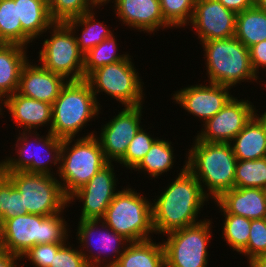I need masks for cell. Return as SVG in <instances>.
<instances>
[{"instance_id":"6da1fadb","label":"cell","mask_w":266,"mask_h":267,"mask_svg":"<svg viewBox=\"0 0 266 267\" xmlns=\"http://www.w3.org/2000/svg\"><path fill=\"white\" fill-rule=\"evenodd\" d=\"M174 181L161 190L152 202V224L154 234L166 235L168 232L197 224L198 216L205 202L210 199L196 177L182 166ZM199 214V215H198Z\"/></svg>"},{"instance_id":"7a4b0ae2","label":"cell","mask_w":266,"mask_h":267,"mask_svg":"<svg viewBox=\"0 0 266 267\" xmlns=\"http://www.w3.org/2000/svg\"><path fill=\"white\" fill-rule=\"evenodd\" d=\"M191 146L185 156L186 168L210 199L215 201L223 192L234 188L237 158L230 143L205 142L195 137Z\"/></svg>"},{"instance_id":"3957f363","label":"cell","mask_w":266,"mask_h":267,"mask_svg":"<svg viewBox=\"0 0 266 267\" xmlns=\"http://www.w3.org/2000/svg\"><path fill=\"white\" fill-rule=\"evenodd\" d=\"M61 214L63 212L50 216L28 213L6 220L2 224L0 250L21 258L35 245L66 243L70 230Z\"/></svg>"},{"instance_id":"277c9868","label":"cell","mask_w":266,"mask_h":267,"mask_svg":"<svg viewBox=\"0 0 266 267\" xmlns=\"http://www.w3.org/2000/svg\"><path fill=\"white\" fill-rule=\"evenodd\" d=\"M100 107L102 105L85 79L67 81L52 104L50 132L61 139L79 136L82 128L101 113Z\"/></svg>"},{"instance_id":"5b68a950","label":"cell","mask_w":266,"mask_h":267,"mask_svg":"<svg viewBox=\"0 0 266 267\" xmlns=\"http://www.w3.org/2000/svg\"><path fill=\"white\" fill-rule=\"evenodd\" d=\"M94 132L77 139H63L58 176L68 199L109 163Z\"/></svg>"},{"instance_id":"8992f818","label":"cell","mask_w":266,"mask_h":267,"mask_svg":"<svg viewBox=\"0 0 266 267\" xmlns=\"http://www.w3.org/2000/svg\"><path fill=\"white\" fill-rule=\"evenodd\" d=\"M200 44L205 53L208 83L233 88L241 81L259 80L251 66L249 49L237 38L208 40Z\"/></svg>"},{"instance_id":"52a82bcc","label":"cell","mask_w":266,"mask_h":267,"mask_svg":"<svg viewBox=\"0 0 266 267\" xmlns=\"http://www.w3.org/2000/svg\"><path fill=\"white\" fill-rule=\"evenodd\" d=\"M130 187L117 190V193L102 221L129 242L151 239L154 233L152 224V201Z\"/></svg>"},{"instance_id":"ba28073f","label":"cell","mask_w":266,"mask_h":267,"mask_svg":"<svg viewBox=\"0 0 266 267\" xmlns=\"http://www.w3.org/2000/svg\"><path fill=\"white\" fill-rule=\"evenodd\" d=\"M16 139V145L14 144V146H16L15 150H17V158H13L10 155V157L8 156L5 157L6 159L1 160L0 170L2 172L25 171L28 173L46 175L58 174L63 139L54 136L51 132H47L44 136H40L36 131L21 132L20 130L19 136L17 135ZM41 149L44 151L45 155L40 151ZM37 151H40L44 156H39L41 154ZM51 163L58 168L56 173L51 171L53 169L51 168Z\"/></svg>"},{"instance_id":"9c48e42d","label":"cell","mask_w":266,"mask_h":267,"mask_svg":"<svg viewBox=\"0 0 266 267\" xmlns=\"http://www.w3.org/2000/svg\"><path fill=\"white\" fill-rule=\"evenodd\" d=\"M135 68L131 56L128 55L124 60L97 68L85 80L96 99L99 93L104 92L124 107H136L144 104L142 101L145 93L144 82Z\"/></svg>"},{"instance_id":"30bf717a","label":"cell","mask_w":266,"mask_h":267,"mask_svg":"<svg viewBox=\"0 0 266 267\" xmlns=\"http://www.w3.org/2000/svg\"><path fill=\"white\" fill-rule=\"evenodd\" d=\"M21 192L23 211L41 216L64 212L68 198L54 175L28 173L25 171L3 172Z\"/></svg>"},{"instance_id":"8fae6325","label":"cell","mask_w":266,"mask_h":267,"mask_svg":"<svg viewBox=\"0 0 266 267\" xmlns=\"http://www.w3.org/2000/svg\"><path fill=\"white\" fill-rule=\"evenodd\" d=\"M47 31L51 35L43 41L38 62L67 81L83 80L84 54L79 50L74 32L64 22H55Z\"/></svg>"},{"instance_id":"7c38bea8","label":"cell","mask_w":266,"mask_h":267,"mask_svg":"<svg viewBox=\"0 0 266 267\" xmlns=\"http://www.w3.org/2000/svg\"><path fill=\"white\" fill-rule=\"evenodd\" d=\"M209 219L168 232L162 242L165 267H207L208 243L212 235Z\"/></svg>"},{"instance_id":"4fadbf2b","label":"cell","mask_w":266,"mask_h":267,"mask_svg":"<svg viewBox=\"0 0 266 267\" xmlns=\"http://www.w3.org/2000/svg\"><path fill=\"white\" fill-rule=\"evenodd\" d=\"M77 225L76 239L79 240L78 244H80L77 248H81L80 251L89 267H112L129 243L127 239L110 229L102 220H80ZM104 254L105 256H101Z\"/></svg>"},{"instance_id":"5bb4252c","label":"cell","mask_w":266,"mask_h":267,"mask_svg":"<svg viewBox=\"0 0 266 267\" xmlns=\"http://www.w3.org/2000/svg\"><path fill=\"white\" fill-rule=\"evenodd\" d=\"M233 96L228 103L206 123L196 137L205 142L230 143L258 112L248 99Z\"/></svg>"},{"instance_id":"9a60e30c","label":"cell","mask_w":266,"mask_h":267,"mask_svg":"<svg viewBox=\"0 0 266 267\" xmlns=\"http://www.w3.org/2000/svg\"><path fill=\"white\" fill-rule=\"evenodd\" d=\"M143 106L124 107L118 115L110 119L101 127V133L97 136L103 150L105 159L112 163L119 162L126 153L129 143L132 141L138 130L143 126Z\"/></svg>"},{"instance_id":"2e32d148","label":"cell","mask_w":266,"mask_h":267,"mask_svg":"<svg viewBox=\"0 0 266 267\" xmlns=\"http://www.w3.org/2000/svg\"><path fill=\"white\" fill-rule=\"evenodd\" d=\"M113 163H108L99 170L83 187L68 199V207L74 200L82 203L79 220H101L117 193L118 178L114 173ZM117 180V181H116ZM116 191V192H115Z\"/></svg>"},{"instance_id":"e0dca14e","label":"cell","mask_w":266,"mask_h":267,"mask_svg":"<svg viewBox=\"0 0 266 267\" xmlns=\"http://www.w3.org/2000/svg\"><path fill=\"white\" fill-rule=\"evenodd\" d=\"M236 13L218 0H196L190 26L200 43L234 37Z\"/></svg>"},{"instance_id":"ac0fdd59","label":"cell","mask_w":266,"mask_h":267,"mask_svg":"<svg viewBox=\"0 0 266 267\" xmlns=\"http://www.w3.org/2000/svg\"><path fill=\"white\" fill-rule=\"evenodd\" d=\"M230 87L219 84H197L175 91L172 99L188 114L199 117L203 123L215 116L233 97Z\"/></svg>"},{"instance_id":"d6986e66","label":"cell","mask_w":266,"mask_h":267,"mask_svg":"<svg viewBox=\"0 0 266 267\" xmlns=\"http://www.w3.org/2000/svg\"><path fill=\"white\" fill-rule=\"evenodd\" d=\"M113 7L119 21L140 32L150 35L171 28L162 15L160 0H115Z\"/></svg>"},{"instance_id":"ffe728a7","label":"cell","mask_w":266,"mask_h":267,"mask_svg":"<svg viewBox=\"0 0 266 267\" xmlns=\"http://www.w3.org/2000/svg\"><path fill=\"white\" fill-rule=\"evenodd\" d=\"M32 63L28 60L24 65L17 92L52 105L67 80L59 74L48 71L41 64Z\"/></svg>"},{"instance_id":"44dd1931","label":"cell","mask_w":266,"mask_h":267,"mask_svg":"<svg viewBox=\"0 0 266 267\" xmlns=\"http://www.w3.org/2000/svg\"><path fill=\"white\" fill-rule=\"evenodd\" d=\"M5 107L17 128H24V132L36 131L38 127L52 125V105L43 101L25 97L18 92L6 97L2 107ZM34 129V130H33ZM36 129V130H35Z\"/></svg>"},{"instance_id":"7402d4cb","label":"cell","mask_w":266,"mask_h":267,"mask_svg":"<svg viewBox=\"0 0 266 267\" xmlns=\"http://www.w3.org/2000/svg\"><path fill=\"white\" fill-rule=\"evenodd\" d=\"M215 202L229 214L251 220L266 218V195L262 188H232Z\"/></svg>"},{"instance_id":"603a6c76","label":"cell","mask_w":266,"mask_h":267,"mask_svg":"<svg viewBox=\"0 0 266 267\" xmlns=\"http://www.w3.org/2000/svg\"><path fill=\"white\" fill-rule=\"evenodd\" d=\"M230 144L237 160L266 157V111L256 113Z\"/></svg>"},{"instance_id":"cb8c5ba5","label":"cell","mask_w":266,"mask_h":267,"mask_svg":"<svg viewBox=\"0 0 266 267\" xmlns=\"http://www.w3.org/2000/svg\"><path fill=\"white\" fill-rule=\"evenodd\" d=\"M27 47L0 43V96L5 99L18 91L20 75L28 62Z\"/></svg>"},{"instance_id":"d4e9b609","label":"cell","mask_w":266,"mask_h":267,"mask_svg":"<svg viewBox=\"0 0 266 267\" xmlns=\"http://www.w3.org/2000/svg\"><path fill=\"white\" fill-rule=\"evenodd\" d=\"M152 239L129 242L112 267H165V254L161 242Z\"/></svg>"},{"instance_id":"484cf974","label":"cell","mask_w":266,"mask_h":267,"mask_svg":"<svg viewBox=\"0 0 266 267\" xmlns=\"http://www.w3.org/2000/svg\"><path fill=\"white\" fill-rule=\"evenodd\" d=\"M22 30L32 39L41 37L55 23L49 13L48 0H14ZM42 34V35H41Z\"/></svg>"},{"instance_id":"4316f807","label":"cell","mask_w":266,"mask_h":267,"mask_svg":"<svg viewBox=\"0 0 266 267\" xmlns=\"http://www.w3.org/2000/svg\"><path fill=\"white\" fill-rule=\"evenodd\" d=\"M74 32L79 50L85 55L89 50L96 47L106 38L113 35L114 30H110L106 24L104 25L95 18L93 10L86 12L82 16L67 20L65 22ZM81 26L80 37L77 35L78 27ZM83 27V28H82ZM77 30V31H76Z\"/></svg>"},{"instance_id":"83f0119b","label":"cell","mask_w":266,"mask_h":267,"mask_svg":"<svg viewBox=\"0 0 266 267\" xmlns=\"http://www.w3.org/2000/svg\"><path fill=\"white\" fill-rule=\"evenodd\" d=\"M234 37L248 49L266 40V12L254 5L237 13Z\"/></svg>"},{"instance_id":"f1b7e54d","label":"cell","mask_w":266,"mask_h":267,"mask_svg":"<svg viewBox=\"0 0 266 267\" xmlns=\"http://www.w3.org/2000/svg\"><path fill=\"white\" fill-rule=\"evenodd\" d=\"M173 148L171 141L158 138L133 170L141 173L143 171L145 175L148 173V176L153 178H157L162 173H167V171L169 172L175 160Z\"/></svg>"},{"instance_id":"f546056e","label":"cell","mask_w":266,"mask_h":267,"mask_svg":"<svg viewBox=\"0 0 266 267\" xmlns=\"http://www.w3.org/2000/svg\"><path fill=\"white\" fill-rule=\"evenodd\" d=\"M33 40L22 30L14 0H0V43L28 47Z\"/></svg>"},{"instance_id":"4dcf8cb0","label":"cell","mask_w":266,"mask_h":267,"mask_svg":"<svg viewBox=\"0 0 266 267\" xmlns=\"http://www.w3.org/2000/svg\"><path fill=\"white\" fill-rule=\"evenodd\" d=\"M215 204L219 207V212H223L224 224L222 238H224V241H226L227 245H229L233 251L240 253L248 243L251 219L229 214L217 202Z\"/></svg>"},{"instance_id":"1f68e13d","label":"cell","mask_w":266,"mask_h":267,"mask_svg":"<svg viewBox=\"0 0 266 267\" xmlns=\"http://www.w3.org/2000/svg\"><path fill=\"white\" fill-rule=\"evenodd\" d=\"M116 41L113 34L84 55V79L97 68L124 60L129 55L126 52L125 54L117 53Z\"/></svg>"},{"instance_id":"d6a6232c","label":"cell","mask_w":266,"mask_h":267,"mask_svg":"<svg viewBox=\"0 0 266 267\" xmlns=\"http://www.w3.org/2000/svg\"><path fill=\"white\" fill-rule=\"evenodd\" d=\"M266 184V157L237 160L234 188H263Z\"/></svg>"},{"instance_id":"836d02e7","label":"cell","mask_w":266,"mask_h":267,"mask_svg":"<svg viewBox=\"0 0 266 267\" xmlns=\"http://www.w3.org/2000/svg\"><path fill=\"white\" fill-rule=\"evenodd\" d=\"M26 214L23 211L22 195L12 181L0 170V217L2 224L17 215Z\"/></svg>"},{"instance_id":"e575fe53","label":"cell","mask_w":266,"mask_h":267,"mask_svg":"<svg viewBox=\"0 0 266 267\" xmlns=\"http://www.w3.org/2000/svg\"><path fill=\"white\" fill-rule=\"evenodd\" d=\"M196 0H160L164 20L172 28L190 25Z\"/></svg>"},{"instance_id":"d590c367","label":"cell","mask_w":266,"mask_h":267,"mask_svg":"<svg viewBox=\"0 0 266 267\" xmlns=\"http://www.w3.org/2000/svg\"><path fill=\"white\" fill-rule=\"evenodd\" d=\"M48 6L51 19L64 23L95 9L88 0H48Z\"/></svg>"},{"instance_id":"8d00e7d4","label":"cell","mask_w":266,"mask_h":267,"mask_svg":"<svg viewBox=\"0 0 266 267\" xmlns=\"http://www.w3.org/2000/svg\"><path fill=\"white\" fill-rule=\"evenodd\" d=\"M141 127L132 141L129 143L125 156L118 162L126 169L133 170L147 154L152 144L158 139L146 132V129Z\"/></svg>"},{"instance_id":"74e56055","label":"cell","mask_w":266,"mask_h":267,"mask_svg":"<svg viewBox=\"0 0 266 267\" xmlns=\"http://www.w3.org/2000/svg\"><path fill=\"white\" fill-rule=\"evenodd\" d=\"M247 246L239 253L247 256L249 263L255 257L266 255V218L251 220Z\"/></svg>"},{"instance_id":"f35d334b","label":"cell","mask_w":266,"mask_h":267,"mask_svg":"<svg viewBox=\"0 0 266 267\" xmlns=\"http://www.w3.org/2000/svg\"><path fill=\"white\" fill-rule=\"evenodd\" d=\"M64 243H46L33 246L21 259L28 258L33 267H51L54 256Z\"/></svg>"},{"instance_id":"ab89813d","label":"cell","mask_w":266,"mask_h":267,"mask_svg":"<svg viewBox=\"0 0 266 267\" xmlns=\"http://www.w3.org/2000/svg\"><path fill=\"white\" fill-rule=\"evenodd\" d=\"M68 245L69 244L64 243L58 249V252L54 256L53 263H51V267H89L80 249Z\"/></svg>"},{"instance_id":"60d3db41","label":"cell","mask_w":266,"mask_h":267,"mask_svg":"<svg viewBox=\"0 0 266 267\" xmlns=\"http://www.w3.org/2000/svg\"><path fill=\"white\" fill-rule=\"evenodd\" d=\"M249 53L253 71L259 77V68L266 71V40L251 46Z\"/></svg>"},{"instance_id":"b9f144b4","label":"cell","mask_w":266,"mask_h":267,"mask_svg":"<svg viewBox=\"0 0 266 267\" xmlns=\"http://www.w3.org/2000/svg\"><path fill=\"white\" fill-rule=\"evenodd\" d=\"M227 9L234 11L236 14L254 6V0H218Z\"/></svg>"},{"instance_id":"7bdbcfd3","label":"cell","mask_w":266,"mask_h":267,"mask_svg":"<svg viewBox=\"0 0 266 267\" xmlns=\"http://www.w3.org/2000/svg\"><path fill=\"white\" fill-rule=\"evenodd\" d=\"M17 260L20 261L21 258L14 254L0 250V267H17Z\"/></svg>"},{"instance_id":"ee69618b","label":"cell","mask_w":266,"mask_h":267,"mask_svg":"<svg viewBox=\"0 0 266 267\" xmlns=\"http://www.w3.org/2000/svg\"><path fill=\"white\" fill-rule=\"evenodd\" d=\"M248 267H266V255L255 257L249 262Z\"/></svg>"},{"instance_id":"f6af8a7d","label":"cell","mask_w":266,"mask_h":267,"mask_svg":"<svg viewBox=\"0 0 266 267\" xmlns=\"http://www.w3.org/2000/svg\"><path fill=\"white\" fill-rule=\"evenodd\" d=\"M90 5L94 8L95 7V10L96 8H100L101 6H103L104 4H108L109 2H111L112 0H88ZM115 0L112 1V3H114ZM97 6V7H96ZM100 6V7H99Z\"/></svg>"},{"instance_id":"bcb514c9","label":"cell","mask_w":266,"mask_h":267,"mask_svg":"<svg viewBox=\"0 0 266 267\" xmlns=\"http://www.w3.org/2000/svg\"><path fill=\"white\" fill-rule=\"evenodd\" d=\"M254 5L266 12V0H254Z\"/></svg>"},{"instance_id":"7dc6e473","label":"cell","mask_w":266,"mask_h":267,"mask_svg":"<svg viewBox=\"0 0 266 267\" xmlns=\"http://www.w3.org/2000/svg\"><path fill=\"white\" fill-rule=\"evenodd\" d=\"M0 115L2 116V114H4V113H2V112H5V111H2L3 109H2V105H3V98L0 96Z\"/></svg>"},{"instance_id":"c3c4849f","label":"cell","mask_w":266,"mask_h":267,"mask_svg":"<svg viewBox=\"0 0 266 267\" xmlns=\"http://www.w3.org/2000/svg\"><path fill=\"white\" fill-rule=\"evenodd\" d=\"M1 237H2V221L0 217V243H1Z\"/></svg>"},{"instance_id":"681fc988","label":"cell","mask_w":266,"mask_h":267,"mask_svg":"<svg viewBox=\"0 0 266 267\" xmlns=\"http://www.w3.org/2000/svg\"><path fill=\"white\" fill-rule=\"evenodd\" d=\"M262 189H263L264 194L266 195V184Z\"/></svg>"}]
</instances>
